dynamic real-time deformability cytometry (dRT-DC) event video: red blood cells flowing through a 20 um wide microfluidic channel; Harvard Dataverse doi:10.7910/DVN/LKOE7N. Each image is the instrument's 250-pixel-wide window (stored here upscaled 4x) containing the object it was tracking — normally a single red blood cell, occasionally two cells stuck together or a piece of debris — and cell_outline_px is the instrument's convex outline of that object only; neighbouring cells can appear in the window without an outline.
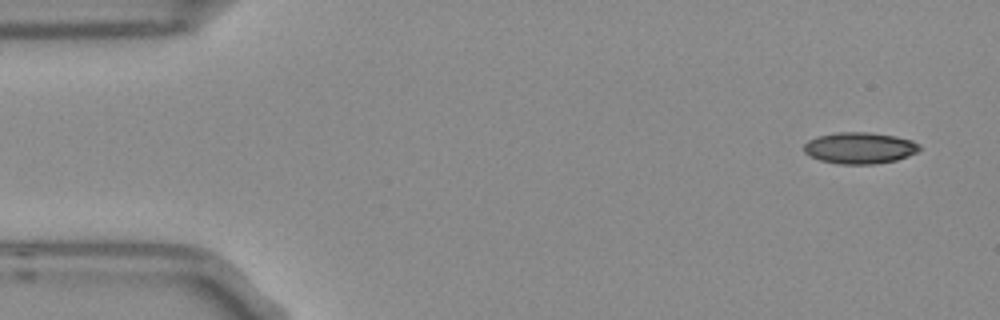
{"species": "Egyptian fruit bat (a non-hibernating species)", "species_latin": "Rousettus aegyptiacus", "temperature_condition": "room temperature", "stored_images_in_passage": 6, "camera_frame_rate_fps": 3000, "um_per_image_px": 0.085, "frame": {"image": 1, "passage_image": 1, "time_ms": 0.0, "image_size_px": [1000, 320], "cell_outline_px": [[920, 148], [916, 152], [908, 156], [896, 160], [872, 164], [840, 164], [820, 160], [804, 152], [804, 144], [808, 140], [816, 136], [836, 132], [868, 132], [896, 136], [912, 140], [920, 144]], "centroid_in_image_um": [73.07, 12.57], "position_along_channel_um": 11.9, "area_um2": 21.15}}
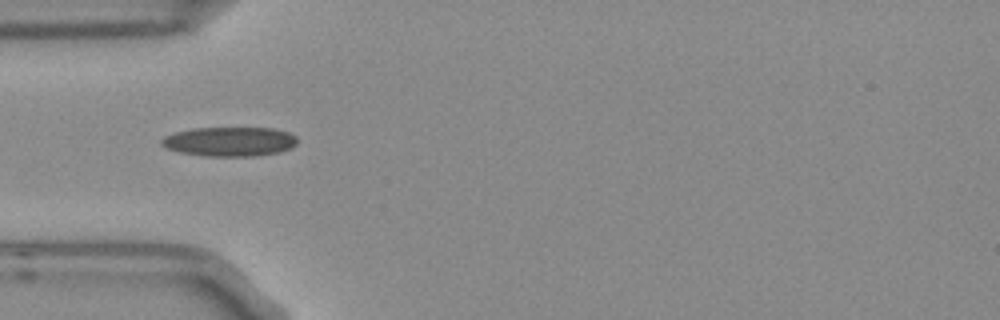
{"frame": {"image": 2, "passage_image": 4, "time_ms": 1.0, "image_size_px": [1000, 320], "cell_outline_px": [[296, 144], [292, 148], [280, 152], [256, 156], [208, 156], [180, 152], [168, 148], [160, 144], [160, 140], [164, 136], [176, 132], [192, 128], [272, 128], [288, 132], [296, 136]], "centroid_in_image_um": [19.53, 12.03], "position_along_channel_um": 65.5, "area_um2": 23.24}}
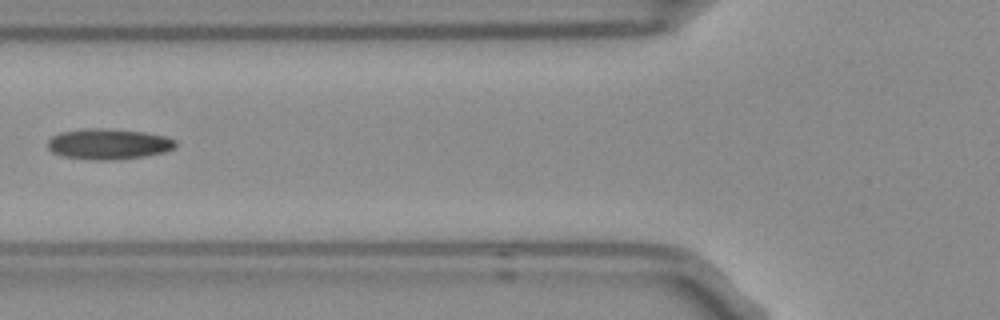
{"frame": {"image": 3, "passage_image": 5, "time_ms": 1.333, "image_size_px": [1000, 320], "cell_outline_px": [[176, 148], [164, 152], [144, 156], [108, 160], [88, 160], [64, 156], [52, 152], [48, 148], [48, 140], [52, 136], [60, 132], [84, 128], [104, 128], [144, 132], [164, 136], [176, 140]], "centroid_in_image_um": [9.21, 12.23], "position_along_channel_um": 116.6, "area_um2": 22.89}}